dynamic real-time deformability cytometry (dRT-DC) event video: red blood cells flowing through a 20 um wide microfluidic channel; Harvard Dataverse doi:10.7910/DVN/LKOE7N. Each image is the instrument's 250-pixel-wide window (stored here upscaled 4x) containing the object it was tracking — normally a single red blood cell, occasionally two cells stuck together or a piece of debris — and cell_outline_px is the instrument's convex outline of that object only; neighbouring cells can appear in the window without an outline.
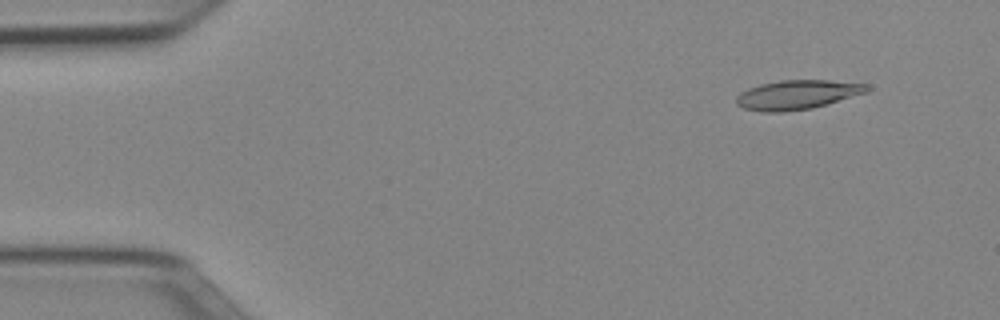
{"species": "Egyptian fruit bat (a non-hibernating species)", "species_latin": "Rousettus aegyptiacus", "temperature_condition": "cold", "stored_images_in_passage": 51, "camera_frame_rate_fps": 3000, "um_per_image_px": 0.085, "animal": {"sex": "female"}, "frame": {"image": 1, "passage_image": 5, "time_ms": 1.333, "image_size_px": [1000, 320], "cell_outline_px": [[872, 88], [868, 92], [812, 108], [784, 112], [764, 112], [744, 108], [736, 104], [736, 96], [740, 92], [748, 88], [760, 84], [780, 80], [828, 80], [868, 84]], "centroid_in_image_um": [67.77, 8.04], "position_along_channel_um": 17.2, "area_um2": 22.37}}
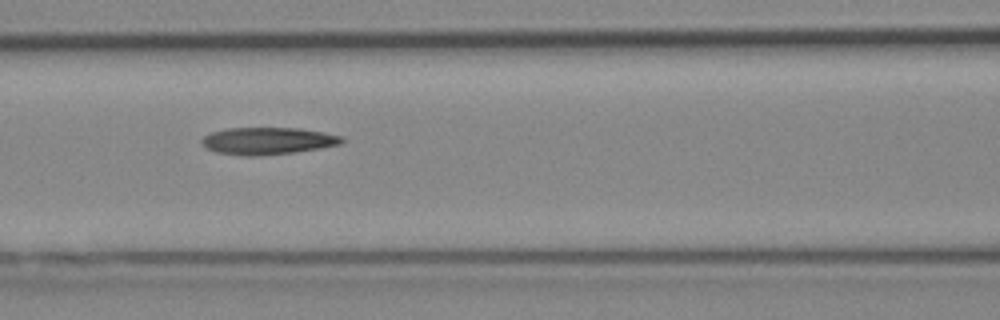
{"frame": {"image": 2, "passage_image": 22, "time_ms": 7.0, "image_size_px": [1000, 320], "cell_outline_px": [[344, 140], [340, 144], [320, 148], [296, 152], [260, 156], [244, 156], [216, 152], [204, 148], [200, 144], [200, 140], [204, 136], [212, 132], [228, 128], [300, 128], [324, 132], [340, 136]], "centroid_in_image_um": [22.7, 11.98], "position_along_channel_um": 143.9, "area_um2": 22.31}}
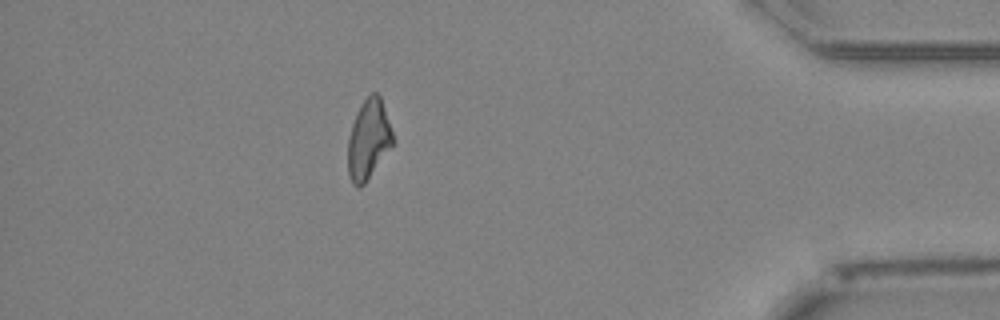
{"frame": {"image": 3, "passage_image": 45, "time_ms": 14.667, "image_size_px": [1000, 320], "cell_outline_px": [[396, 140], [364, 184], [360, 188], [356, 188], [352, 184], [348, 172], [348, 136], [356, 112], [360, 104], [372, 92], [376, 92], [380, 96]], "centroid_in_image_um": [31.32, 11.85], "position_along_channel_um": 403.9, "area_um2": 20.98}, "authors_computed_cell_mechanics": {"area_um2": 21.7906, "velocity_mm_per_s": 3.9707, "shape_relaxation_time_tau1_ms": 9.0595, "shape_relaxation_time_tau2_ms": 8.8736, "deformation_change_tau1": 0.2295, "deformation_change_tau2": 0.2367}}